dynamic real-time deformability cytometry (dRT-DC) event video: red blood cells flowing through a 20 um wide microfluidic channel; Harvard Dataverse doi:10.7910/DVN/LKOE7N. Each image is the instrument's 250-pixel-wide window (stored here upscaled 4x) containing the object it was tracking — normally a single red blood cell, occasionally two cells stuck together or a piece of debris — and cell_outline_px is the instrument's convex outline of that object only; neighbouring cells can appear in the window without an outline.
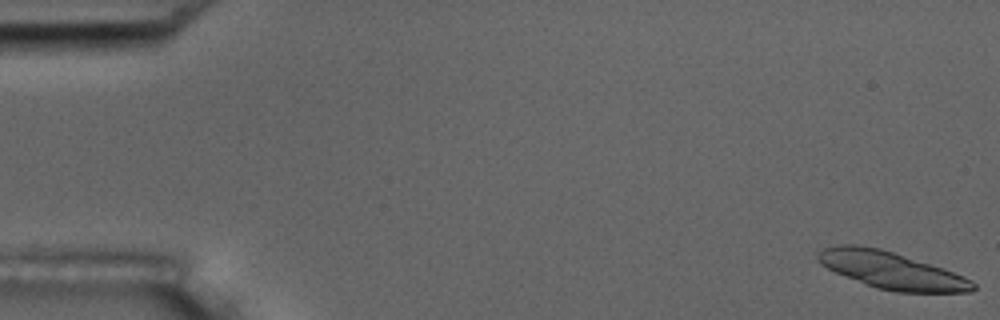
{"species": "common noctule bat (a hibernating species)", "species_latin": "Nyctalus noctula", "temperature_condition": "room temperature", "stored_images_in_passage": 7, "camera_frame_rate_fps": 3000, "um_per_image_px": 0.085, "animal": {"sex": "male", "body_mass_g": 17.5, "forearm_length_mm": 52.3}, "frame": {"image": 1, "passage_image": 1, "time_ms": 0.0, "image_size_px": [1000, 320], "cell_outline_px": [[976, 288], [972, 292], [896, 292], [876, 288], [836, 272], [828, 268], [816, 256], [824, 248], [840, 244], [856, 244], [880, 248], [944, 268], [964, 276], [972, 280], [976, 284]], "centroid_in_image_um": [75.83, 22.98], "position_along_channel_um": 9.2, "area_um2": 33.18}}